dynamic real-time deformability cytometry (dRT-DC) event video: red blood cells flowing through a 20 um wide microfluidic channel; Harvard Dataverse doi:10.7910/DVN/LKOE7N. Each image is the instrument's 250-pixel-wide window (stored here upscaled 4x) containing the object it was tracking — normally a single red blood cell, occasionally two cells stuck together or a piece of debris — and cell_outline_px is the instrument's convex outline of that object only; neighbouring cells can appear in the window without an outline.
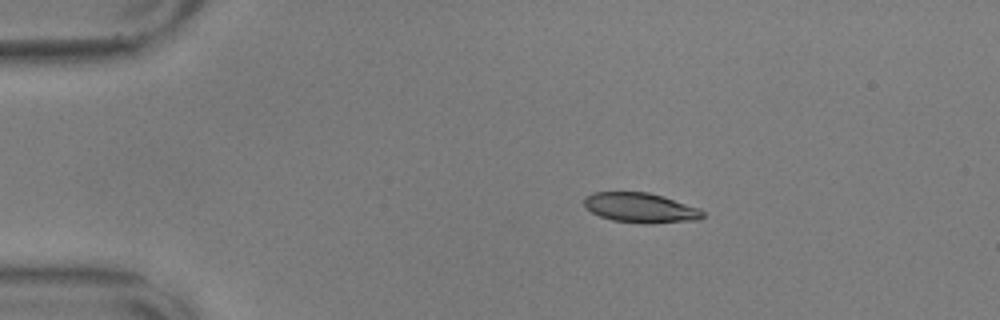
{"species": "common noctule bat (a hibernating species)", "species_latin": "Nyctalus noctula", "temperature_condition": "warm", "stored_images_in_passage": 7, "camera_frame_rate_fps": 3000, "um_per_image_px": 0.085, "animal": {"sex": "male", "body_mass_g": 17.9, "forearm_length_mm": 54.2}, "frame": {"image": 1, "passage_image": 1, "time_ms": 0.0, "image_size_px": [1000, 320], "cell_outline_px": [[704, 216], [700, 220], [648, 224], [644, 224], [612, 220], [600, 216], [592, 212], [584, 204], [584, 200], [592, 192], [648, 192], [664, 196], [700, 208], [704, 212]], "centroid_in_image_um": [54.5, 17.67], "position_along_channel_um": 30.5, "area_um2": 20.75}}